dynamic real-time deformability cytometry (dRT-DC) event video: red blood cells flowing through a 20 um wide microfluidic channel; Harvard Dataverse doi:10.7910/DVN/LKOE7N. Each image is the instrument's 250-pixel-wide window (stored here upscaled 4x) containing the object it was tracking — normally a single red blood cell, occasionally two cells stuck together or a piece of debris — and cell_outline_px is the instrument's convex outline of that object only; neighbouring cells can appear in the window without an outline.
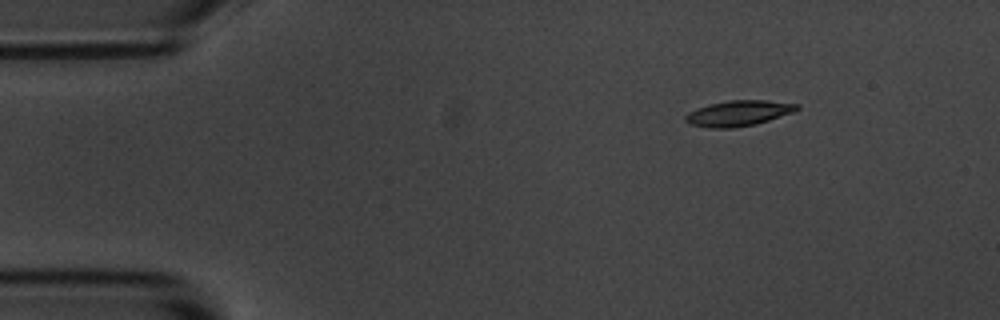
{"species": "common noctule bat (a hibernating species)", "species_latin": "Nyctalus noctula", "temperature_condition": "room temperature", "stored_images_in_passage": 7, "camera_frame_rate_fps": 3000, "um_per_image_px": 0.085, "animal": {"sex": "male", "body_mass_g": 20.1, "forearm_length_mm": 53.5}, "frame": {"image": 1, "passage_image": 1, "time_ms": 0.0, "image_size_px": [1000, 320], "cell_outline_px": [[800, 108], [792, 112], [756, 124], [732, 128], [708, 128], [688, 124], [684, 120], [684, 116], [688, 112], [696, 108], [708, 104], [728, 100], [764, 100], [800, 104]], "centroid_in_image_um": [62.71, 9.62], "position_along_channel_um": 22.3, "area_um2": 16.7}}
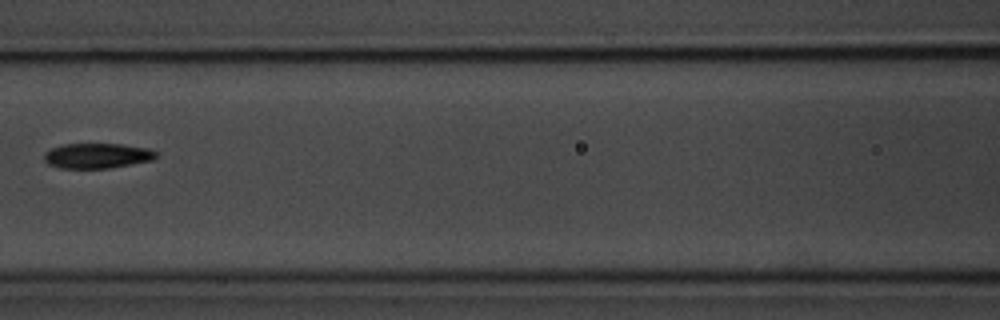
{"frame": {"image": 2, "passage_image": 6, "time_ms": 5.667, "image_size_px": [1000, 320], "cell_outline_px": [[156, 156], [152, 160], [108, 168], [60, 168], [48, 164], [44, 160], [44, 152], [52, 148], [64, 144], [120, 144], [148, 148], [156, 152]], "centroid_in_image_um": [8.22, 13.23], "position_along_channel_um": 158.4, "area_um2": 16.24}}
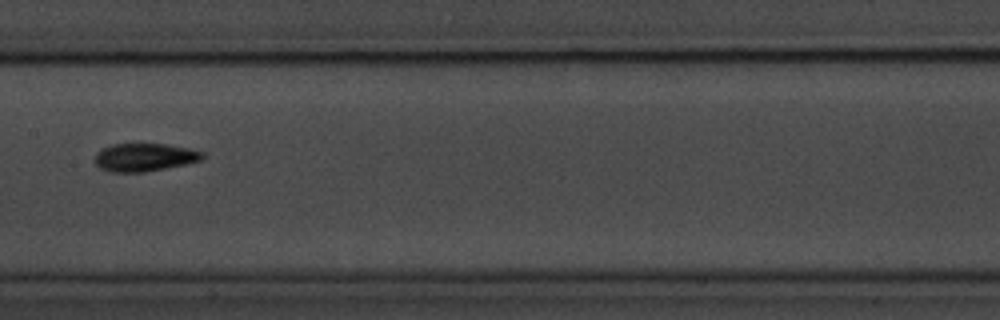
{"frame": {"image": 3, "passage_image": 7, "time_ms": 6.667, "image_size_px": [1000, 320], "cell_outline_px": [[204, 156], [200, 160], [184, 164], [144, 172], [112, 172], [100, 168], [92, 160], [96, 152], [112, 144], [164, 144], [188, 148], [204, 152]], "centroid_in_image_um": [12.23, 13.37], "position_along_channel_um": 195.2, "area_um2": 17.46}}